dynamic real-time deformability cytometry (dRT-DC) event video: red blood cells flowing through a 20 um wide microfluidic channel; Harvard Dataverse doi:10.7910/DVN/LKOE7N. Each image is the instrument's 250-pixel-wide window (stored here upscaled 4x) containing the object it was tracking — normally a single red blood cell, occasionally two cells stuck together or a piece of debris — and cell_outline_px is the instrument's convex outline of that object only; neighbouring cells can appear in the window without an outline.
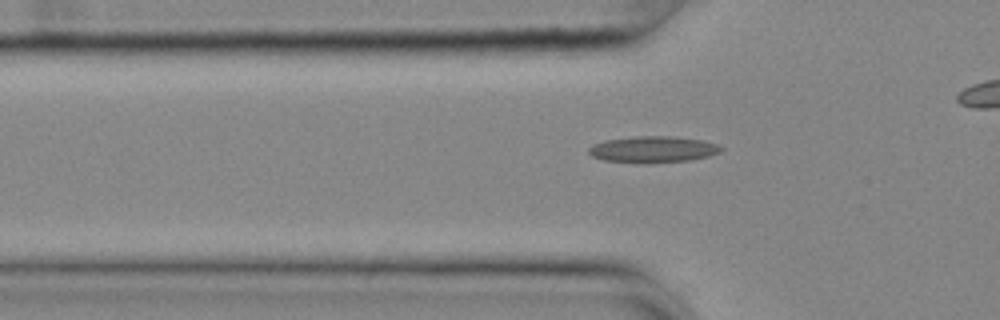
{"species": "common noctule bat (a hibernating species)", "species_latin": "Nyctalus noctula", "temperature_condition": "cold", "stored_images_in_passage": 31, "camera_frame_rate_fps": 3000, "um_per_image_px": 0.085, "animal": {"sex": "female", "body_mass_g": 25.1}, "frame": {"image": 1, "passage_image": 4, "time_ms": 1.0, "image_size_px": [1000, 320], "cell_outline_px": [[724, 148], [720, 152], [708, 156], [688, 160], [644, 164], [604, 160], [592, 156], [588, 152], [588, 148], [592, 144], [604, 140], [636, 136], [672, 136], [700, 140], [716, 144]], "centroid_in_image_um": [55.46, 12.7], "position_along_channel_um": 70.3, "area_um2": 20.4}}
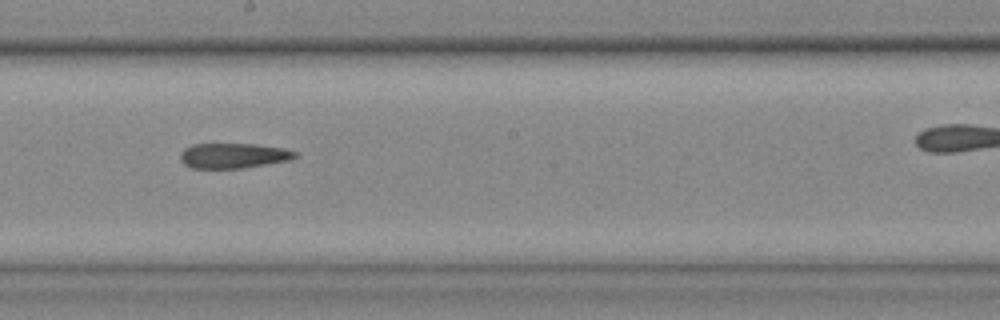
{"frame": {"image": 2, "passage_image": 17, "time_ms": 5.333, "image_size_px": [1000, 320], "cell_outline_px": [[300, 156], [288, 160], [244, 168], [192, 168], [184, 164], [180, 160], [180, 152], [184, 148], [192, 144], [252, 144], [284, 148], [296, 152]], "centroid_in_image_um": [19.82, 13.23], "position_along_channel_um": 228.4, "area_um2": 16.82}}
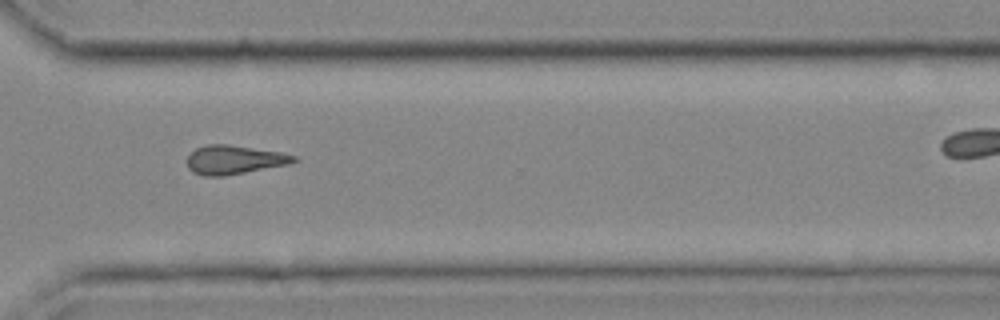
{"frame": {"image": 3, "passage_image": 27, "time_ms": 8.667, "image_size_px": [1000, 320], "cell_outline_px": [[300, 160], [288, 164], [224, 176], [204, 176], [192, 172], [188, 168], [188, 156], [196, 148], [208, 144], [228, 144], [280, 152], [296, 156]], "centroid_in_image_um": [19.9, 13.58], "position_along_channel_um": 350.7, "area_um2": 17.86}}